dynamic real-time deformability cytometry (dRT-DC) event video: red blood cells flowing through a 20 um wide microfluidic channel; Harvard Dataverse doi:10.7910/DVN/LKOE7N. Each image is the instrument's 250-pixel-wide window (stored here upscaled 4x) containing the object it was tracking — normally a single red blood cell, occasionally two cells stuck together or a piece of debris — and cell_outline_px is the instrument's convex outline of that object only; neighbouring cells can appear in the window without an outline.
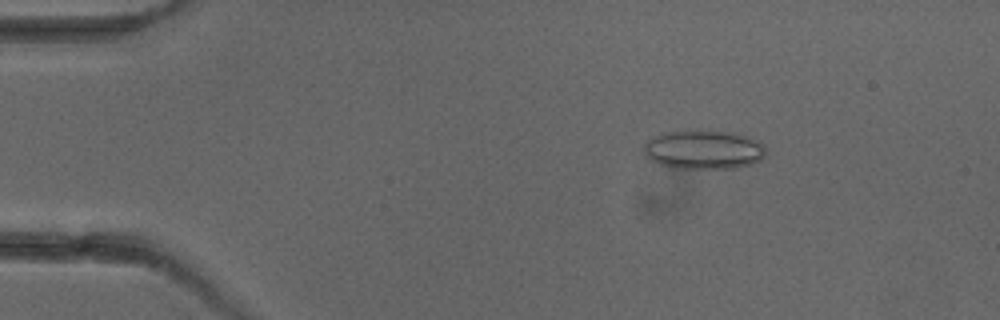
{"species": "common noctule bat (a hibernating species)", "species_latin": "Nyctalus noctula", "temperature_condition": "cold", "stored_images_in_passage": 6, "camera_frame_rate_fps": 3000, "um_per_image_px": 0.085, "animal": {"sex": "female"}, "frame": {"image": 1, "passage_image": 3, "time_ms": 2.333, "image_size_px": [1000, 320], "cell_outline_px": [[764, 156], [760, 160], [752, 164], [732, 168], [672, 168], [660, 164], [652, 160], [644, 152], [644, 144], [652, 136], [660, 132], [732, 132], [756, 140], [764, 144]], "centroid_in_image_um": [59.79, 12.74], "position_along_channel_um": 25.2, "area_um2": 27.22}}